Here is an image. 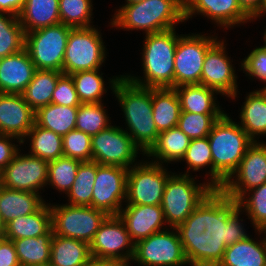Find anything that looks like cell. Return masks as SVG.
I'll list each match as a JSON object with an SVG mask.
<instances>
[{
  "mask_svg": "<svg viewBox=\"0 0 266 266\" xmlns=\"http://www.w3.org/2000/svg\"><path fill=\"white\" fill-rule=\"evenodd\" d=\"M263 0H238L241 8L252 18L261 8Z\"/></svg>",
  "mask_w": 266,
  "mask_h": 266,
  "instance_id": "obj_51",
  "label": "cell"
},
{
  "mask_svg": "<svg viewBox=\"0 0 266 266\" xmlns=\"http://www.w3.org/2000/svg\"><path fill=\"white\" fill-rule=\"evenodd\" d=\"M91 149L92 161L127 169L138 163L136 158L142 151L122 127L114 125L91 136Z\"/></svg>",
  "mask_w": 266,
  "mask_h": 266,
  "instance_id": "obj_13",
  "label": "cell"
},
{
  "mask_svg": "<svg viewBox=\"0 0 266 266\" xmlns=\"http://www.w3.org/2000/svg\"><path fill=\"white\" fill-rule=\"evenodd\" d=\"M18 19L25 33L59 24V0H26Z\"/></svg>",
  "mask_w": 266,
  "mask_h": 266,
  "instance_id": "obj_28",
  "label": "cell"
},
{
  "mask_svg": "<svg viewBox=\"0 0 266 266\" xmlns=\"http://www.w3.org/2000/svg\"><path fill=\"white\" fill-rule=\"evenodd\" d=\"M51 103L65 106H79L81 104L70 75L62 74L58 78Z\"/></svg>",
  "mask_w": 266,
  "mask_h": 266,
  "instance_id": "obj_47",
  "label": "cell"
},
{
  "mask_svg": "<svg viewBox=\"0 0 266 266\" xmlns=\"http://www.w3.org/2000/svg\"><path fill=\"white\" fill-rule=\"evenodd\" d=\"M89 246L94 259L132 260L135 243L120 217L109 215L98 228Z\"/></svg>",
  "mask_w": 266,
  "mask_h": 266,
  "instance_id": "obj_16",
  "label": "cell"
},
{
  "mask_svg": "<svg viewBox=\"0 0 266 266\" xmlns=\"http://www.w3.org/2000/svg\"><path fill=\"white\" fill-rule=\"evenodd\" d=\"M100 69L80 71L71 74L81 104L102 103L103 95L107 93L103 73Z\"/></svg>",
  "mask_w": 266,
  "mask_h": 266,
  "instance_id": "obj_37",
  "label": "cell"
},
{
  "mask_svg": "<svg viewBox=\"0 0 266 266\" xmlns=\"http://www.w3.org/2000/svg\"><path fill=\"white\" fill-rule=\"evenodd\" d=\"M52 228L50 203H44L36 212L20 216L8 222L5 237L8 240L37 237L46 234Z\"/></svg>",
  "mask_w": 266,
  "mask_h": 266,
  "instance_id": "obj_26",
  "label": "cell"
},
{
  "mask_svg": "<svg viewBox=\"0 0 266 266\" xmlns=\"http://www.w3.org/2000/svg\"><path fill=\"white\" fill-rule=\"evenodd\" d=\"M98 28H71L67 40L62 72L71 75L80 71L100 69L107 55L102 33Z\"/></svg>",
  "mask_w": 266,
  "mask_h": 266,
  "instance_id": "obj_7",
  "label": "cell"
},
{
  "mask_svg": "<svg viewBox=\"0 0 266 266\" xmlns=\"http://www.w3.org/2000/svg\"><path fill=\"white\" fill-rule=\"evenodd\" d=\"M235 178V179H234ZM266 182V143L254 141L246 150L236 171L220 188L237 201L245 192Z\"/></svg>",
  "mask_w": 266,
  "mask_h": 266,
  "instance_id": "obj_14",
  "label": "cell"
},
{
  "mask_svg": "<svg viewBox=\"0 0 266 266\" xmlns=\"http://www.w3.org/2000/svg\"><path fill=\"white\" fill-rule=\"evenodd\" d=\"M263 38H264V43H263L264 45H263V47L266 49V29H265Z\"/></svg>",
  "mask_w": 266,
  "mask_h": 266,
  "instance_id": "obj_60",
  "label": "cell"
},
{
  "mask_svg": "<svg viewBox=\"0 0 266 266\" xmlns=\"http://www.w3.org/2000/svg\"><path fill=\"white\" fill-rule=\"evenodd\" d=\"M103 103H87L78 106L75 129L90 136L111 125Z\"/></svg>",
  "mask_w": 266,
  "mask_h": 266,
  "instance_id": "obj_40",
  "label": "cell"
},
{
  "mask_svg": "<svg viewBox=\"0 0 266 266\" xmlns=\"http://www.w3.org/2000/svg\"><path fill=\"white\" fill-rule=\"evenodd\" d=\"M139 1H142V0H126V4H131V3H135V2H139Z\"/></svg>",
  "mask_w": 266,
  "mask_h": 266,
  "instance_id": "obj_58",
  "label": "cell"
},
{
  "mask_svg": "<svg viewBox=\"0 0 266 266\" xmlns=\"http://www.w3.org/2000/svg\"><path fill=\"white\" fill-rule=\"evenodd\" d=\"M241 214L235 200L221 189H213L176 227L188 264L217 266L227 246L249 237Z\"/></svg>",
  "mask_w": 266,
  "mask_h": 266,
  "instance_id": "obj_1",
  "label": "cell"
},
{
  "mask_svg": "<svg viewBox=\"0 0 266 266\" xmlns=\"http://www.w3.org/2000/svg\"><path fill=\"white\" fill-rule=\"evenodd\" d=\"M225 40L217 41L206 53L200 84L220 95L235 99L238 95L237 75L231 57L226 54Z\"/></svg>",
  "mask_w": 266,
  "mask_h": 266,
  "instance_id": "obj_18",
  "label": "cell"
},
{
  "mask_svg": "<svg viewBox=\"0 0 266 266\" xmlns=\"http://www.w3.org/2000/svg\"><path fill=\"white\" fill-rule=\"evenodd\" d=\"M78 106L50 103L35 112V123L60 136L75 129Z\"/></svg>",
  "mask_w": 266,
  "mask_h": 266,
  "instance_id": "obj_32",
  "label": "cell"
},
{
  "mask_svg": "<svg viewBox=\"0 0 266 266\" xmlns=\"http://www.w3.org/2000/svg\"><path fill=\"white\" fill-rule=\"evenodd\" d=\"M175 28L144 37L143 77L124 75L131 83L146 88H174V55L181 35ZM142 78V79H141Z\"/></svg>",
  "mask_w": 266,
  "mask_h": 266,
  "instance_id": "obj_5",
  "label": "cell"
},
{
  "mask_svg": "<svg viewBox=\"0 0 266 266\" xmlns=\"http://www.w3.org/2000/svg\"><path fill=\"white\" fill-rule=\"evenodd\" d=\"M53 229L46 234L13 240L20 265L44 264L51 260Z\"/></svg>",
  "mask_w": 266,
  "mask_h": 266,
  "instance_id": "obj_34",
  "label": "cell"
},
{
  "mask_svg": "<svg viewBox=\"0 0 266 266\" xmlns=\"http://www.w3.org/2000/svg\"><path fill=\"white\" fill-rule=\"evenodd\" d=\"M132 260H104V266H130Z\"/></svg>",
  "mask_w": 266,
  "mask_h": 266,
  "instance_id": "obj_52",
  "label": "cell"
},
{
  "mask_svg": "<svg viewBox=\"0 0 266 266\" xmlns=\"http://www.w3.org/2000/svg\"><path fill=\"white\" fill-rule=\"evenodd\" d=\"M34 124L35 111L22 94L0 93V134L14 136L24 145Z\"/></svg>",
  "mask_w": 266,
  "mask_h": 266,
  "instance_id": "obj_20",
  "label": "cell"
},
{
  "mask_svg": "<svg viewBox=\"0 0 266 266\" xmlns=\"http://www.w3.org/2000/svg\"><path fill=\"white\" fill-rule=\"evenodd\" d=\"M0 266H20L11 240L5 239L0 245Z\"/></svg>",
  "mask_w": 266,
  "mask_h": 266,
  "instance_id": "obj_49",
  "label": "cell"
},
{
  "mask_svg": "<svg viewBox=\"0 0 266 266\" xmlns=\"http://www.w3.org/2000/svg\"><path fill=\"white\" fill-rule=\"evenodd\" d=\"M164 165L138 162L128 169L125 205H160L171 172Z\"/></svg>",
  "mask_w": 266,
  "mask_h": 266,
  "instance_id": "obj_10",
  "label": "cell"
},
{
  "mask_svg": "<svg viewBox=\"0 0 266 266\" xmlns=\"http://www.w3.org/2000/svg\"><path fill=\"white\" fill-rule=\"evenodd\" d=\"M127 175V168L97 163L92 207L108 215H118L126 200Z\"/></svg>",
  "mask_w": 266,
  "mask_h": 266,
  "instance_id": "obj_17",
  "label": "cell"
},
{
  "mask_svg": "<svg viewBox=\"0 0 266 266\" xmlns=\"http://www.w3.org/2000/svg\"><path fill=\"white\" fill-rule=\"evenodd\" d=\"M35 71L26 49L0 58V93L22 94Z\"/></svg>",
  "mask_w": 266,
  "mask_h": 266,
  "instance_id": "obj_22",
  "label": "cell"
},
{
  "mask_svg": "<svg viewBox=\"0 0 266 266\" xmlns=\"http://www.w3.org/2000/svg\"><path fill=\"white\" fill-rule=\"evenodd\" d=\"M109 82L128 126L125 131L142 150L140 154L144 156L156 142L159 134L152 114V88L135 85L124 75L113 76Z\"/></svg>",
  "mask_w": 266,
  "mask_h": 266,
  "instance_id": "obj_2",
  "label": "cell"
},
{
  "mask_svg": "<svg viewBox=\"0 0 266 266\" xmlns=\"http://www.w3.org/2000/svg\"><path fill=\"white\" fill-rule=\"evenodd\" d=\"M46 201L35 192L9 189L0 185V214L5 224L36 212Z\"/></svg>",
  "mask_w": 266,
  "mask_h": 266,
  "instance_id": "obj_24",
  "label": "cell"
},
{
  "mask_svg": "<svg viewBox=\"0 0 266 266\" xmlns=\"http://www.w3.org/2000/svg\"><path fill=\"white\" fill-rule=\"evenodd\" d=\"M63 156L92 161L91 136L76 129L69 131L63 136Z\"/></svg>",
  "mask_w": 266,
  "mask_h": 266,
  "instance_id": "obj_45",
  "label": "cell"
},
{
  "mask_svg": "<svg viewBox=\"0 0 266 266\" xmlns=\"http://www.w3.org/2000/svg\"><path fill=\"white\" fill-rule=\"evenodd\" d=\"M241 62V70L246 72V76L266 83V49L263 46L253 49Z\"/></svg>",
  "mask_w": 266,
  "mask_h": 266,
  "instance_id": "obj_46",
  "label": "cell"
},
{
  "mask_svg": "<svg viewBox=\"0 0 266 266\" xmlns=\"http://www.w3.org/2000/svg\"><path fill=\"white\" fill-rule=\"evenodd\" d=\"M208 140L212 154V187L220 189L254 141L226 112L213 125Z\"/></svg>",
  "mask_w": 266,
  "mask_h": 266,
  "instance_id": "obj_3",
  "label": "cell"
},
{
  "mask_svg": "<svg viewBox=\"0 0 266 266\" xmlns=\"http://www.w3.org/2000/svg\"><path fill=\"white\" fill-rule=\"evenodd\" d=\"M181 161H186L188 166V170H186L185 175H190V170L196 172L207 166L210 169L208 170L209 174L206 172V176L210 175V180L207 181L212 187V154L208 137L191 139L186 153Z\"/></svg>",
  "mask_w": 266,
  "mask_h": 266,
  "instance_id": "obj_43",
  "label": "cell"
},
{
  "mask_svg": "<svg viewBox=\"0 0 266 266\" xmlns=\"http://www.w3.org/2000/svg\"><path fill=\"white\" fill-rule=\"evenodd\" d=\"M92 15V0H59V16L64 25L72 28L90 27Z\"/></svg>",
  "mask_w": 266,
  "mask_h": 266,
  "instance_id": "obj_41",
  "label": "cell"
},
{
  "mask_svg": "<svg viewBox=\"0 0 266 266\" xmlns=\"http://www.w3.org/2000/svg\"><path fill=\"white\" fill-rule=\"evenodd\" d=\"M152 108L158 133L178 125L181 106L174 88H152Z\"/></svg>",
  "mask_w": 266,
  "mask_h": 266,
  "instance_id": "obj_30",
  "label": "cell"
},
{
  "mask_svg": "<svg viewBox=\"0 0 266 266\" xmlns=\"http://www.w3.org/2000/svg\"><path fill=\"white\" fill-rule=\"evenodd\" d=\"M20 266H52L51 263H44V264H32V265H20Z\"/></svg>",
  "mask_w": 266,
  "mask_h": 266,
  "instance_id": "obj_57",
  "label": "cell"
},
{
  "mask_svg": "<svg viewBox=\"0 0 266 266\" xmlns=\"http://www.w3.org/2000/svg\"><path fill=\"white\" fill-rule=\"evenodd\" d=\"M16 139V142L22 144V142L14 136L0 134V172L12 161L18 151L21 152V150L17 147L21 145H16L11 142Z\"/></svg>",
  "mask_w": 266,
  "mask_h": 266,
  "instance_id": "obj_48",
  "label": "cell"
},
{
  "mask_svg": "<svg viewBox=\"0 0 266 266\" xmlns=\"http://www.w3.org/2000/svg\"><path fill=\"white\" fill-rule=\"evenodd\" d=\"M266 13V0L262 1V5L260 10L252 17V20H256L257 18H260L261 16H265Z\"/></svg>",
  "mask_w": 266,
  "mask_h": 266,
  "instance_id": "obj_53",
  "label": "cell"
},
{
  "mask_svg": "<svg viewBox=\"0 0 266 266\" xmlns=\"http://www.w3.org/2000/svg\"><path fill=\"white\" fill-rule=\"evenodd\" d=\"M174 89L179 98L181 111L200 114H224V110H221L218 101H216L215 94H219L216 90L201 84L182 85Z\"/></svg>",
  "mask_w": 266,
  "mask_h": 266,
  "instance_id": "obj_25",
  "label": "cell"
},
{
  "mask_svg": "<svg viewBox=\"0 0 266 266\" xmlns=\"http://www.w3.org/2000/svg\"><path fill=\"white\" fill-rule=\"evenodd\" d=\"M25 35L17 16L0 13V58L25 49Z\"/></svg>",
  "mask_w": 266,
  "mask_h": 266,
  "instance_id": "obj_38",
  "label": "cell"
},
{
  "mask_svg": "<svg viewBox=\"0 0 266 266\" xmlns=\"http://www.w3.org/2000/svg\"><path fill=\"white\" fill-rule=\"evenodd\" d=\"M133 262L139 266L189 265L176 228H168L136 242Z\"/></svg>",
  "mask_w": 266,
  "mask_h": 266,
  "instance_id": "obj_12",
  "label": "cell"
},
{
  "mask_svg": "<svg viewBox=\"0 0 266 266\" xmlns=\"http://www.w3.org/2000/svg\"><path fill=\"white\" fill-rule=\"evenodd\" d=\"M91 258L88 243L53 234L50 260L52 266H83Z\"/></svg>",
  "mask_w": 266,
  "mask_h": 266,
  "instance_id": "obj_31",
  "label": "cell"
},
{
  "mask_svg": "<svg viewBox=\"0 0 266 266\" xmlns=\"http://www.w3.org/2000/svg\"><path fill=\"white\" fill-rule=\"evenodd\" d=\"M113 15L112 28L158 33L184 22V0H142L121 6Z\"/></svg>",
  "mask_w": 266,
  "mask_h": 266,
  "instance_id": "obj_4",
  "label": "cell"
},
{
  "mask_svg": "<svg viewBox=\"0 0 266 266\" xmlns=\"http://www.w3.org/2000/svg\"><path fill=\"white\" fill-rule=\"evenodd\" d=\"M26 138L30 140L29 153L31 155L48 162L63 156V137L51 130L38 126L35 123L26 135Z\"/></svg>",
  "mask_w": 266,
  "mask_h": 266,
  "instance_id": "obj_35",
  "label": "cell"
},
{
  "mask_svg": "<svg viewBox=\"0 0 266 266\" xmlns=\"http://www.w3.org/2000/svg\"><path fill=\"white\" fill-rule=\"evenodd\" d=\"M6 224L4 223L2 216L0 214V234H5Z\"/></svg>",
  "mask_w": 266,
  "mask_h": 266,
  "instance_id": "obj_56",
  "label": "cell"
},
{
  "mask_svg": "<svg viewBox=\"0 0 266 266\" xmlns=\"http://www.w3.org/2000/svg\"><path fill=\"white\" fill-rule=\"evenodd\" d=\"M97 172V162H81L70 190L66 194L67 204L92 207L93 187Z\"/></svg>",
  "mask_w": 266,
  "mask_h": 266,
  "instance_id": "obj_36",
  "label": "cell"
},
{
  "mask_svg": "<svg viewBox=\"0 0 266 266\" xmlns=\"http://www.w3.org/2000/svg\"><path fill=\"white\" fill-rule=\"evenodd\" d=\"M213 189L208 182L198 184L191 175L172 173L160 204L166 224L176 228L183 223Z\"/></svg>",
  "mask_w": 266,
  "mask_h": 266,
  "instance_id": "obj_6",
  "label": "cell"
},
{
  "mask_svg": "<svg viewBox=\"0 0 266 266\" xmlns=\"http://www.w3.org/2000/svg\"><path fill=\"white\" fill-rule=\"evenodd\" d=\"M191 139L182 132L178 126L160 132L156 142L144 154L147 158L152 157V162L164 165L168 163L181 162ZM156 158V160H155Z\"/></svg>",
  "mask_w": 266,
  "mask_h": 266,
  "instance_id": "obj_23",
  "label": "cell"
},
{
  "mask_svg": "<svg viewBox=\"0 0 266 266\" xmlns=\"http://www.w3.org/2000/svg\"><path fill=\"white\" fill-rule=\"evenodd\" d=\"M48 161L19 151L0 172V185L9 189L35 192L47 186Z\"/></svg>",
  "mask_w": 266,
  "mask_h": 266,
  "instance_id": "obj_15",
  "label": "cell"
},
{
  "mask_svg": "<svg viewBox=\"0 0 266 266\" xmlns=\"http://www.w3.org/2000/svg\"><path fill=\"white\" fill-rule=\"evenodd\" d=\"M26 0H0V13L19 15Z\"/></svg>",
  "mask_w": 266,
  "mask_h": 266,
  "instance_id": "obj_50",
  "label": "cell"
},
{
  "mask_svg": "<svg viewBox=\"0 0 266 266\" xmlns=\"http://www.w3.org/2000/svg\"><path fill=\"white\" fill-rule=\"evenodd\" d=\"M217 266H266V240L247 237L227 246Z\"/></svg>",
  "mask_w": 266,
  "mask_h": 266,
  "instance_id": "obj_29",
  "label": "cell"
},
{
  "mask_svg": "<svg viewBox=\"0 0 266 266\" xmlns=\"http://www.w3.org/2000/svg\"><path fill=\"white\" fill-rule=\"evenodd\" d=\"M223 114H200L181 111L178 128L190 139L208 137L215 122Z\"/></svg>",
  "mask_w": 266,
  "mask_h": 266,
  "instance_id": "obj_44",
  "label": "cell"
},
{
  "mask_svg": "<svg viewBox=\"0 0 266 266\" xmlns=\"http://www.w3.org/2000/svg\"><path fill=\"white\" fill-rule=\"evenodd\" d=\"M6 239L5 234H0V245Z\"/></svg>",
  "mask_w": 266,
  "mask_h": 266,
  "instance_id": "obj_59",
  "label": "cell"
},
{
  "mask_svg": "<svg viewBox=\"0 0 266 266\" xmlns=\"http://www.w3.org/2000/svg\"><path fill=\"white\" fill-rule=\"evenodd\" d=\"M257 234H259V235H263V233H264V239L266 240V223L265 224H263L258 230H257Z\"/></svg>",
  "mask_w": 266,
  "mask_h": 266,
  "instance_id": "obj_55",
  "label": "cell"
},
{
  "mask_svg": "<svg viewBox=\"0 0 266 266\" xmlns=\"http://www.w3.org/2000/svg\"><path fill=\"white\" fill-rule=\"evenodd\" d=\"M236 202L247 213L255 232L266 223V182L245 192Z\"/></svg>",
  "mask_w": 266,
  "mask_h": 266,
  "instance_id": "obj_42",
  "label": "cell"
},
{
  "mask_svg": "<svg viewBox=\"0 0 266 266\" xmlns=\"http://www.w3.org/2000/svg\"><path fill=\"white\" fill-rule=\"evenodd\" d=\"M205 34H181L174 55V88L200 84L207 51L219 40Z\"/></svg>",
  "mask_w": 266,
  "mask_h": 266,
  "instance_id": "obj_11",
  "label": "cell"
},
{
  "mask_svg": "<svg viewBox=\"0 0 266 266\" xmlns=\"http://www.w3.org/2000/svg\"><path fill=\"white\" fill-rule=\"evenodd\" d=\"M53 234L73 238L88 244L98 228L109 216L106 212L91 206L50 204Z\"/></svg>",
  "mask_w": 266,
  "mask_h": 266,
  "instance_id": "obj_8",
  "label": "cell"
},
{
  "mask_svg": "<svg viewBox=\"0 0 266 266\" xmlns=\"http://www.w3.org/2000/svg\"><path fill=\"white\" fill-rule=\"evenodd\" d=\"M71 28L59 23L26 33L25 49L36 69L62 72Z\"/></svg>",
  "mask_w": 266,
  "mask_h": 266,
  "instance_id": "obj_9",
  "label": "cell"
},
{
  "mask_svg": "<svg viewBox=\"0 0 266 266\" xmlns=\"http://www.w3.org/2000/svg\"><path fill=\"white\" fill-rule=\"evenodd\" d=\"M118 216L134 243L168 229L163 226L166 221L161 205H126L121 208Z\"/></svg>",
  "mask_w": 266,
  "mask_h": 266,
  "instance_id": "obj_21",
  "label": "cell"
},
{
  "mask_svg": "<svg viewBox=\"0 0 266 266\" xmlns=\"http://www.w3.org/2000/svg\"><path fill=\"white\" fill-rule=\"evenodd\" d=\"M83 266H104V260L91 258Z\"/></svg>",
  "mask_w": 266,
  "mask_h": 266,
  "instance_id": "obj_54",
  "label": "cell"
},
{
  "mask_svg": "<svg viewBox=\"0 0 266 266\" xmlns=\"http://www.w3.org/2000/svg\"><path fill=\"white\" fill-rule=\"evenodd\" d=\"M80 163V160L65 156L49 161L47 185L67 194L76 179Z\"/></svg>",
  "mask_w": 266,
  "mask_h": 266,
  "instance_id": "obj_39",
  "label": "cell"
},
{
  "mask_svg": "<svg viewBox=\"0 0 266 266\" xmlns=\"http://www.w3.org/2000/svg\"><path fill=\"white\" fill-rule=\"evenodd\" d=\"M196 14L211 19L226 30L253 21L241 8L238 0H184L185 21Z\"/></svg>",
  "mask_w": 266,
  "mask_h": 266,
  "instance_id": "obj_19",
  "label": "cell"
},
{
  "mask_svg": "<svg viewBox=\"0 0 266 266\" xmlns=\"http://www.w3.org/2000/svg\"><path fill=\"white\" fill-rule=\"evenodd\" d=\"M247 95L240 109L241 122L238 124L253 141H257L260 135L266 136V91L261 88Z\"/></svg>",
  "mask_w": 266,
  "mask_h": 266,
  "instance_id": "obj_27",
  "label": "cell"
},
{
  "mask_svg": "<svg viewBox=\"0 0 266 266\" xmlns=\"http://www.w3.org/2000/svg\"><path fill=\"white\" fill-rule=\"evenodd\" d=\"M63 74L56 70L36 69L31 82L22 93L24 100L36 112L51 103L58 78Z\"/></svg>",
  "mask_w": 266,
  "mask_h": 266,
  "instance_id": "obj_33",
  "label": "cell"
}]
</instances>
